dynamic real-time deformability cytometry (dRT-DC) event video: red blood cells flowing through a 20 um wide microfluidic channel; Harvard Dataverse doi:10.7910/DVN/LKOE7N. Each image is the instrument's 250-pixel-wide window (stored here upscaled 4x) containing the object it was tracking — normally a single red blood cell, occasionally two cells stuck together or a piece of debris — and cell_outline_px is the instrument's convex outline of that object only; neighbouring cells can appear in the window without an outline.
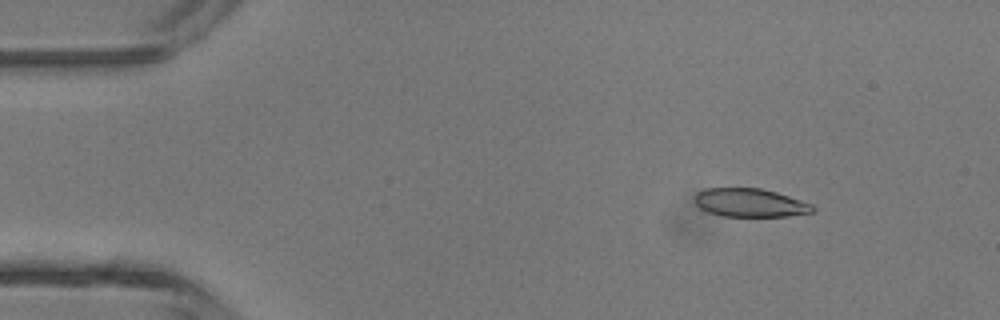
{"species": "common noctule bat (a hibernating species)", "species_latin": "Nyctalus noctula", "temperature_condition": "room temperature", "stored_images_in_passage": 3, "camera_frame_rate_fps": 3000, "um_per_image_px": 0.085, "animal": {"sex": "male", "body_mass_g": 13.3}, "frame": {"image": 1, "passage_image": 1, "time_ms": 0.0, "image_size_px": [1000, 320], "cell_outline_px": [[816, 208], [812, 212], [788, 216], [720, 216], [708, 212], [700, 208], [692, 200], [692, 196], [696, 192], [704, 188], [760, 188], [776, 192], [812, 204]], "centroid_in_image_um": [63.68, 17.23], "position_along_channel_um": 21.3, "area_um2": 19.71}}
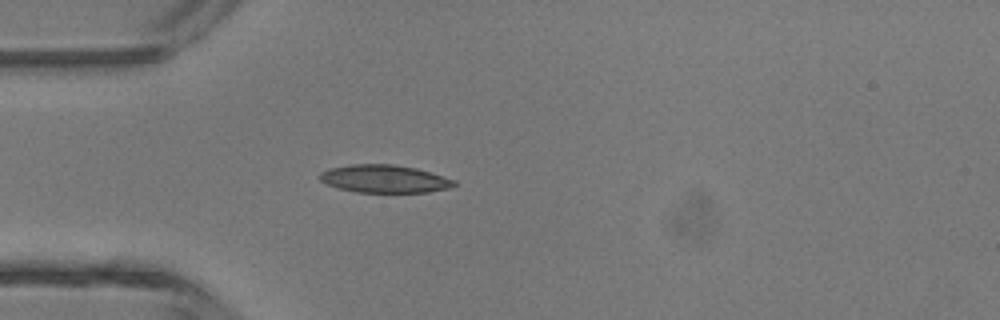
{"frame": {"image": 2, "passage_image": 3, "time_ms": 2.333, "image_size_px": [1000, 320], "cell_outline_px": [[456, 184], [448, 188], [428, 192], [356, 192], [336, 188], [320, 180], [320, 172], [328, 168], [352, 164], [392, 164], [416, 168], [456, 180]], "centroid_in_image_um": [32.65, 15.2], "position_along_channel_um": 52.4, "area_um2": 21.73}}